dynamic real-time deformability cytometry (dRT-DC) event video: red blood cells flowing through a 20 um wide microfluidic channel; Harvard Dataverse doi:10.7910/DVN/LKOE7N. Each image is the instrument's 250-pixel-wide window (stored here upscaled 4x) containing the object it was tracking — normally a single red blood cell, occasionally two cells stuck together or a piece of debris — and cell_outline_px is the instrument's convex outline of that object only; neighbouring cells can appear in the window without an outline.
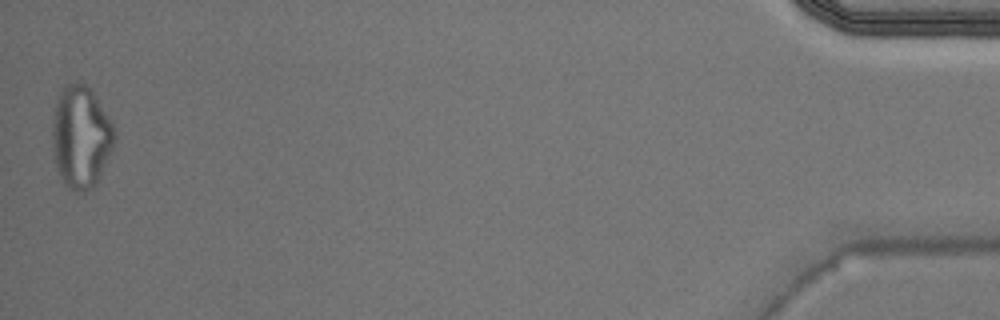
{"species": "Egyptian fruit bat (a non-hibernating species)", "species_latin": "Rousettus aegyptiacus", "temperature_condition": "warm", "stored_images_in_passage": 41, "camera_frame_rate_fps": 3000, "um_per_image_px": 0.085, "animal": {"sex": "male"}, "frame": {"image": 1, "passage_image": 41, "time_ms": 13.333, "image_size_px": [1000, 320], "cell_outline_px": [[116, 140], [100, 176], [92, 188], [84, 192], [80, 192], [68, 188], [64, 184], [56, 168], [52, 136], [52, 124], [56, 104], [60, 92], [68, 84], [76, 80], [84, 84], [92, 92], [116, 128]], "centroid_in_image_um": [6.89, 11.65], "position_along_channel_um": 428.3, "area_um2": 36.88}}